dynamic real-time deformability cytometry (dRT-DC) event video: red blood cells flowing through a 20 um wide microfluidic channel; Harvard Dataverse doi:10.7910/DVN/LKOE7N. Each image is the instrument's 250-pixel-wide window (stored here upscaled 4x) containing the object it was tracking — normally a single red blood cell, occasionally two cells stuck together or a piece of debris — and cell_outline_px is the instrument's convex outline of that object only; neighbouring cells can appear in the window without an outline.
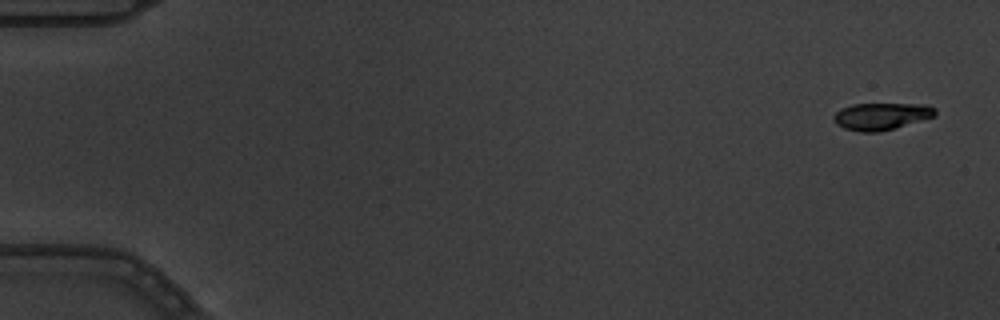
{"species": "common noctule bat (a hibernating species)", "species_latin": "Nyctalus noctula", "temperature_condition": "warm", "stored_images_in_passage": 4, "camera_frame_rate_fps": 3000, "um_per_image_px": 0.085, "animal": {"sex": "male", "body_mass_g": 19.5, "forearm_length_mm": 54.6}, "frame": {"image": 1, "passage_image": 1, "time_ms": 0.0, "image_size_px": [1000, 320], "cell_outline_px": [[936, 116], [880, 132], [860, 132], [844, 128], [836, 124], [832, 116], [840, 108], [852, 104], [928, 104], [936, 108]], "centroid_in_image_um": [74.91, 9.88], "position_along_channel_um": 10.1, "area_um2": 16.13}}